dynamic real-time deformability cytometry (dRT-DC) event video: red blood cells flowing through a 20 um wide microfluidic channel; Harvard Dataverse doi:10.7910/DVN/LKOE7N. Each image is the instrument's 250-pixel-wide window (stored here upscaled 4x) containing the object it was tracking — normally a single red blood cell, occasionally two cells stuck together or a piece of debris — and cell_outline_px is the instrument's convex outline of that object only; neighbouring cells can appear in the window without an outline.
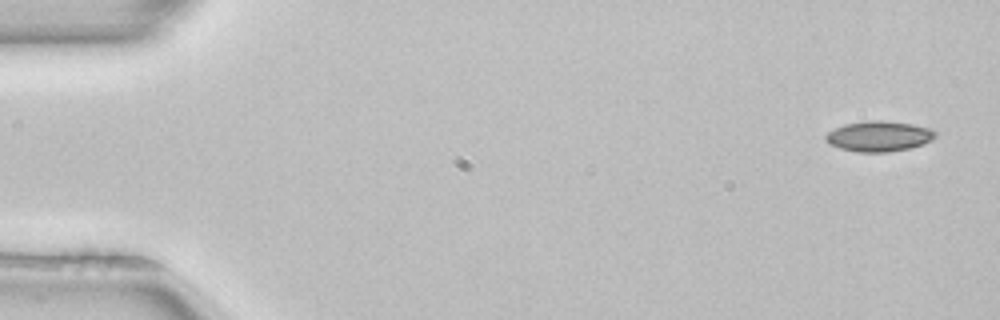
{"species": "common noctule bat (a hibernating species)", "species_latin": "Nyctalus noctula", "temperature_condition": "room temperature", "stored_images_in_passage": 14, "camera_frame_rate_fps": 3000, "um_per_image_px": 0.085, "animal": {"sex": "female", "body_mass_g": 22.7, "forearm_length_mm": 54.2}, "frame": {"image": 1, "passage_image": 3, "time_ms": 0.667, "image_size_px": [1000, 320], "cell_outline_px": [[936, 136], [932, 140], [908, 148], [888, 152], [856, 152], [840, 148], [828, 144], [824, 140], [824, 136], [828, 132], [844, 124], [868, 120], [884, 120], [912, 124], [932, 128], [936, 132]], "centroid_in_image_um": [74.68, 11.57], "position_along_channel_um": 10.3, "area_um2": 19.54}}